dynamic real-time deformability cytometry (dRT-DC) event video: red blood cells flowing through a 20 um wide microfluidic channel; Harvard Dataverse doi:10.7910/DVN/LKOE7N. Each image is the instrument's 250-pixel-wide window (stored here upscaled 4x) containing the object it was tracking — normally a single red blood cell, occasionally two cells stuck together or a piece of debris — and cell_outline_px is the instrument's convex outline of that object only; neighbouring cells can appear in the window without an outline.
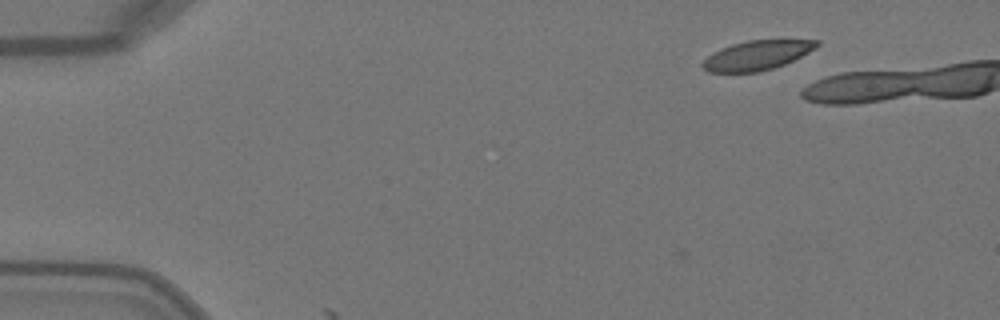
{"species": "Egyptian fruit bat (a non-hibernating species)", "species_latin": "Rousettus aegyptiacus", "temperature_condition": "warm", "stored_images_in_passage": 3, "camera_frame_rate_fps": 3000, "um_per_image_px": 0.085, "animal": {"sex": "female"}, "frame": {"image": 1, "passage_image": 3, "time_ms": 0.667, "image_size_px": [1000, 320], "cell_outline_px": [[820, 44], [816, 48], [784, 64], [760, 72], [708, 72], [700, 64], [712, 52], [720, 48], [732, 44], [748, 40], [820, 40]], "centroid_in_image_um": [64.32, 4.7], "position_along_channel_um": 20.7, "area_um2": 19.48}}